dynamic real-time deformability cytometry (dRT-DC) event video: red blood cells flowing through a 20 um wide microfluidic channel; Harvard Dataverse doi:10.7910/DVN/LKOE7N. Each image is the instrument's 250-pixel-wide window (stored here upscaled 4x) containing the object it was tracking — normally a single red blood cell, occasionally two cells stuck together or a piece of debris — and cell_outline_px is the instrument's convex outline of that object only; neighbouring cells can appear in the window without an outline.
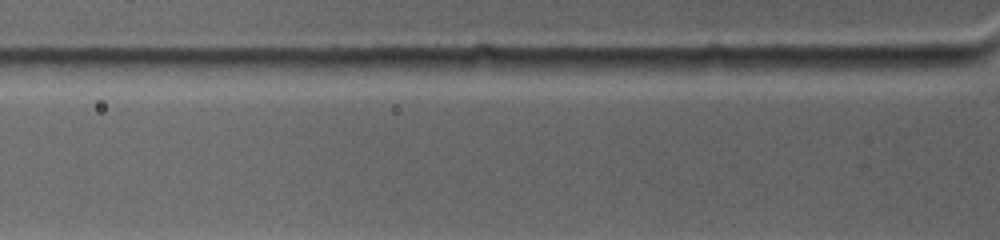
{"species": "common noctule bat (a hibernating species)", "species_latin": "Nyctalus noctula", "temperature_condition": "warm", "stored_images_in_passage": 2, "segment_of_instrument_passage": [2, 2], "camera_frame_rate_fps": 4500, "um_per_image_px": 0.085, "animal": {"sex": "female", "body_mass_g": 19.0, "forearm_length_mm": 53.3}, "frame": {"image": 1, "passage_image": 2, "time_ms": 0.889, "image_size_px": [1000, 240], "cell_outline_px": [[980, 60], [968, 64], [908, 76], [892, 76], [832, 72], [812, 68], [824, 56], [968, 56]], "centroid_in_image_um": [75.69, 5.48], "position_along_channel_um": 50.1, "area_um2": 18.03}}